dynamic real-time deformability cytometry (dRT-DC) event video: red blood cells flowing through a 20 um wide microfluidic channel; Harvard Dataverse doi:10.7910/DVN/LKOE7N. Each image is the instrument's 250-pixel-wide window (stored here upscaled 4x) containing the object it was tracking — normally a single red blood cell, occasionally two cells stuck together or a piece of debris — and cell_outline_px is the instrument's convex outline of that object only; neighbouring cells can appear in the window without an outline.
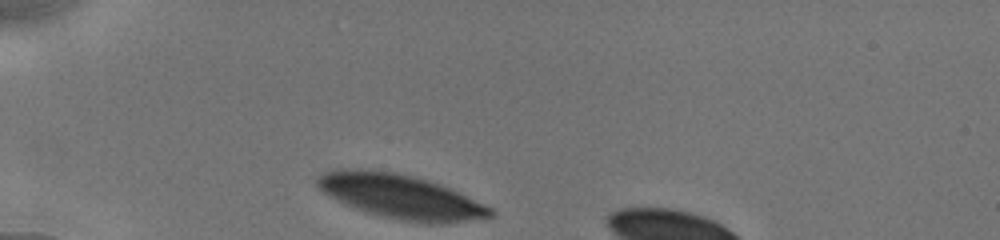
{"species": "human", "species_latin": "Homo sapiens", "temperature_condition": "cold", "stored_images_in_passage": 12, "camera_frame_rate_fps": 3000, "um_per_image_px": 0.085, "donor": {"sex": "male"}, "frame": {"image": 1, "passage_image": 1, "time_ms": 0.0, "image_size_px": [1000, 240], "cell_outline_px": [[492, 216], [448, 224], [428, 224], [400, 220], [364, 212], [336, 200], [328, 196], [316, 184], [316, 180], [324, 172], [336, 168], [356, 168], [396, 172], [428, 180], [440, 184], [484, 204], [492, 208]], "centroid_in_image_um": [34.02, 16.71], "position_along_channel_um": 51.0, "area_um2": 44.62}}
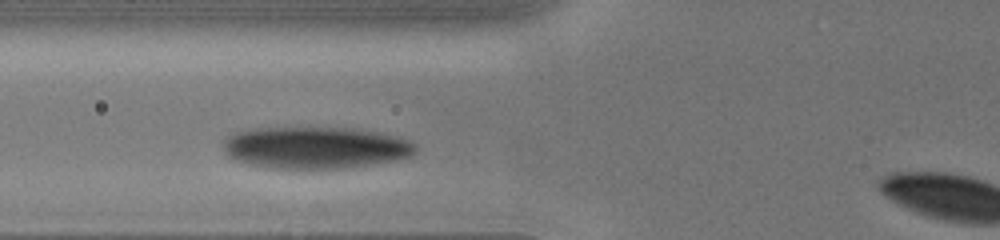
{"frame": {"image": 2, "passage_image": 6, "time_ms": 2.0, "image_size_px": [1000, 240], "cell_outline_px": [[416, 152], [412, 156], [396, 160], [372, 164], [344, 168], [268, 168], [248, 164], [236, 160], [228, 156], [224, 152], [224, 140], [228, 136], [236, 132], [252, 128], [352, 128], [376, 132], [396, 136], [408, 140], [416, 144]], "centroid_in_image_um": [26.81, 12.55], "position_along_channel_um": 99.0, "area_um2": 46.93}}
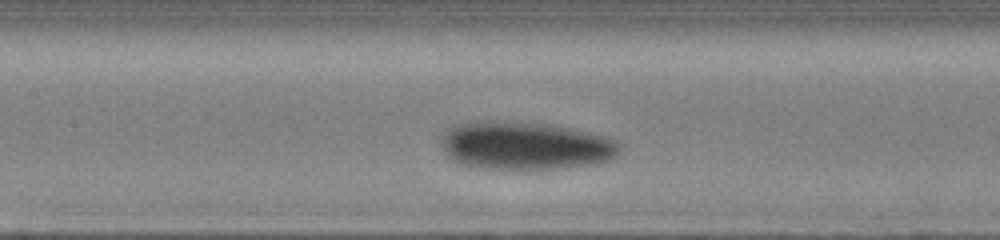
{"frame": {"image": 3, "passage_image": 11, "time_ms": 3.667, "image_size_px": [1000, 240], "cell_outline_px": [[620, 148], [616, 156], [608, 160], [588, 164], [560, 168], [520, 172], [476, 168], [460, 164], [452, 160], [444, 152], [440, 140], [444, 132], [448, 128], [456, 124], [468, 120], [504, 120], [552, 124], [608, 136], [620, 144]], "centroid_in_image_um": [44.56, 12.39], "position_along_channel_um": 162.8, "area_um2": 51.67}}